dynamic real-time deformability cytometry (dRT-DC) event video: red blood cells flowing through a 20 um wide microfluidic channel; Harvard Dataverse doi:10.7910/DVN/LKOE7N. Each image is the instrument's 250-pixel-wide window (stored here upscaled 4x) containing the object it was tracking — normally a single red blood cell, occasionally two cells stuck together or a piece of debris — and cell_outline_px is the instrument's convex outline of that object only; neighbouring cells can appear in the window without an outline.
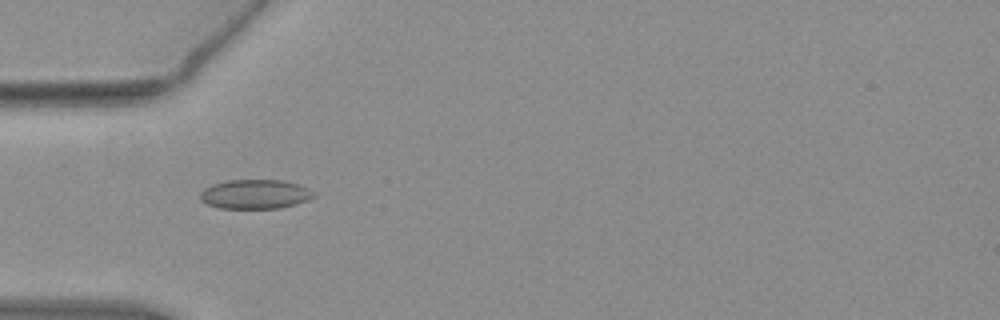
{"species": "common noctule bat (a hibernating species)", "species_latin": "Nyctalus noctula", "temperature_condition": "warm", "stored_images_in_passage": 38, "camera_frame_rate_fps": 3000, "um_per_image_px": 0.085, "animal": {"sex": "female", "body_mass_g": 19.3, "forearm_length_mm": 54.1}, "frame": {"image": 1, "passage_image": 1, "time_ms": 0.0, "image_size_px": [1000, 320], "cell_outline_px": [[316, 196], [308, 200], [296, 204], [280, 208], [220, 208], [208, 204], [200, 200], [200, 192], [204, 188], [212, 184], [228, 180], [284, 180], [300, 184], [316, 192]], "centroid_in_image_um": [21.72, 16.5], "position_along_channel_um": 63.3, "area_um2": 19.59}}
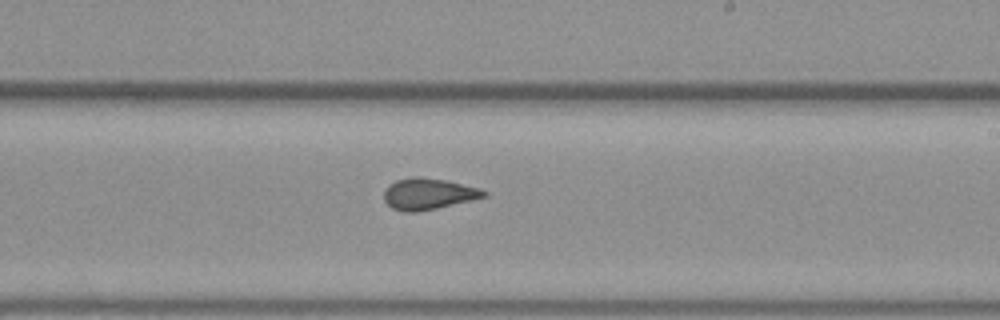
{"frame": {"image": 2, "passage_image": 16, "time_ms": 5.0, "image_size_px": [1000, 320], "cell_outline_px": [[488, 196], [472, 200], [436, 208], [416, 212], [404, 212], [392, 208], [384, 200], [384, 192], [388, 184], [396, 180], [412, 176], [420, 176], [444, 180], [480, 188], [488, 192]], "centroid_in_image_um": [36.4, 16.47], "position_along_channel_um": 252.6, "area_um2": 18.26}}
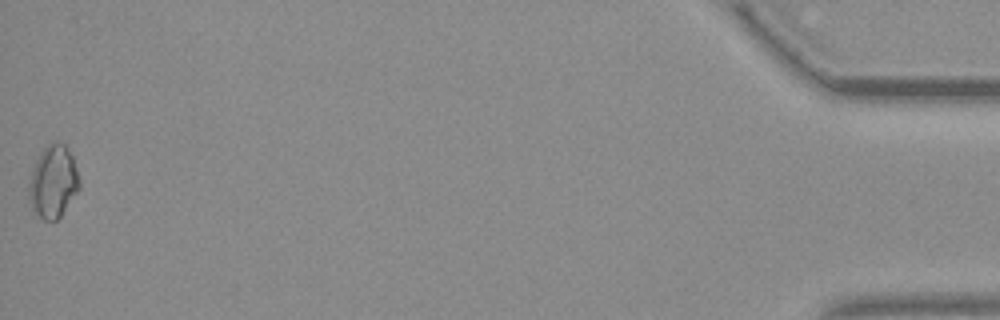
{"frame": {"image": 3, "passage_image": 38, "time_ms": 12.333, "image_size_px": [1000, 320], "cell_outline_px": [[80, 188], [60, 216], [56, 220], [44, 220], [32, 208], [28, 196], [28, 184], [36, 160], [40, 152], [52, 140], [56, 140], [64, 144], [72, 156], [80, 180]], "centroid_in_image_um": [4.52, 15.41], "position_along_channel_um": 430.7, "area_um2": 21.21}, "authors_computed_cell_mechanics": {"area_um2": 18.0914, "velocity_mm_per_s": 3.8013, "shape_relaxation_time_tau1_ms": null, "shape_relaxation_time_tau2_ms": 1.1407, "deformation_change_tau1": null, "deformation_change_tau2": 0.0732}}